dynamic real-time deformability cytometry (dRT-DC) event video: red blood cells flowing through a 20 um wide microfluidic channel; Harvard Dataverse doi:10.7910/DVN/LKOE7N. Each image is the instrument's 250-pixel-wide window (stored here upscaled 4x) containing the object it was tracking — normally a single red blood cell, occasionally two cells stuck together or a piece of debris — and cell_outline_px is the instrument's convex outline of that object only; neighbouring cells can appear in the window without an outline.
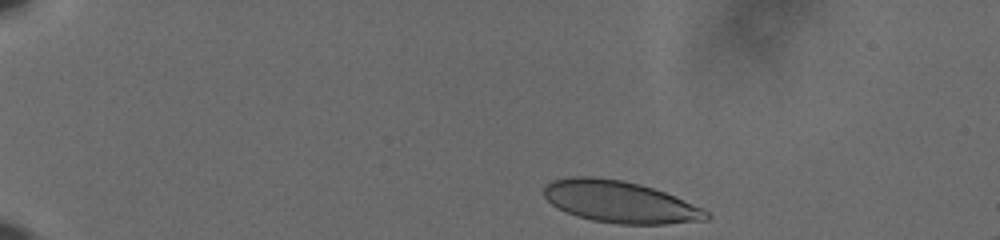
{"species": "human", "species_latin": "Homo sapiens", "temperature_condition": "cold", "stored_images_in_passage": 43, "camera_frame_rate_fps": 3000, "um_per_image_px": 0.085, "donor": {"sex": "male"}, "frame": {"image": 1, "passage_image": 1, "time_ms": 0.0, "image_size_px": [1000, 240], "cell_outline_px": [[712, 216], [708, 220], [668, 224], [620, 224], [592, 220], [576, 216], [556, 208], [544, 196], [544, 188], [552, 180], [572, 176], [592, 176], [620, 180], [640, 184], [664, 192], [700, 208], [708, 212]], "centroid_in_image_um": [52.66, 17.16], "position_along_channel_um": 32.3, "area_um2": 39.36}}
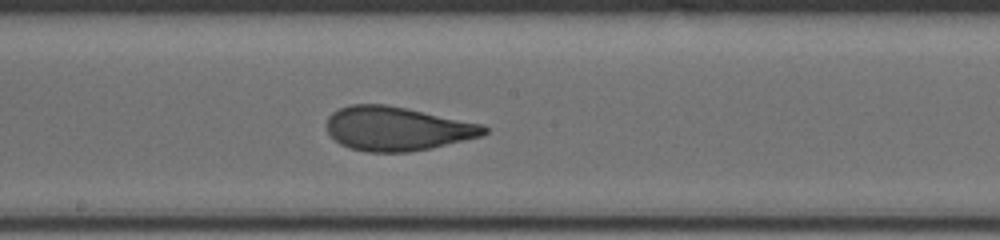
{"frame": {"image": 2, "passage_image": 24, "time_ms": 7.667, "image_size_px": [1000, 240], "cell_outline_px": [[488, 132], [480, 136], [432, 148], [408, 152], [368, 152], [348, 148], [340, 144], [328, 132], [328, 116], [332, 112], [340, 108], [352, 104], [384, 104], [484, 124], [488, 128]], "centroid_in_image_um": [33.75, 10.94], "position_along_channel_um": 214.4, "area_um2": 40.11}}
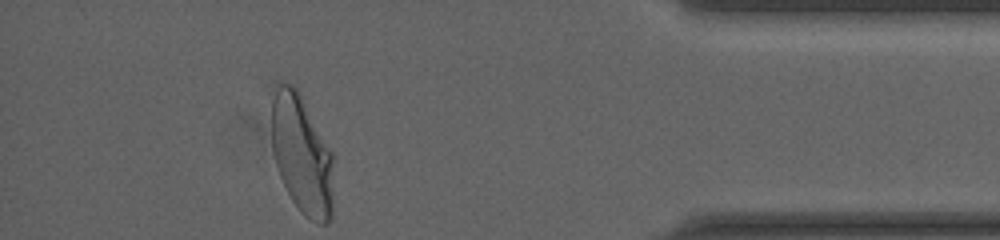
{"frame": {"image": 3, "passage_image": 43, "time_ms": 14.0, "image_size_px": [1000, 240], "cell_outline_px": [[332, 216], [328, 224], [316, 224], [304, 216], [300, 212], [292, 200], [280, 176], [276, 164], [272, 148], [272, 100], [276, 84], [292, 84], [296, 88], [332, 152]], "centroid_in_image_um": [25.65, 13.19], "position_along_channel_um": 409.5, "area_um2": 42.6}, "authors_computed_cell_mechanics": {"area_um2": 40.2866, "velocity_mm_per_s": 3.621, "shape_relaxation_time_tau1_ms": 5.1623, "shape_relaxation_time_tau2_ms": 0.7404, "deformation_change_tau1": 0.1924, "deformation_change_tau2": 0.0712}}